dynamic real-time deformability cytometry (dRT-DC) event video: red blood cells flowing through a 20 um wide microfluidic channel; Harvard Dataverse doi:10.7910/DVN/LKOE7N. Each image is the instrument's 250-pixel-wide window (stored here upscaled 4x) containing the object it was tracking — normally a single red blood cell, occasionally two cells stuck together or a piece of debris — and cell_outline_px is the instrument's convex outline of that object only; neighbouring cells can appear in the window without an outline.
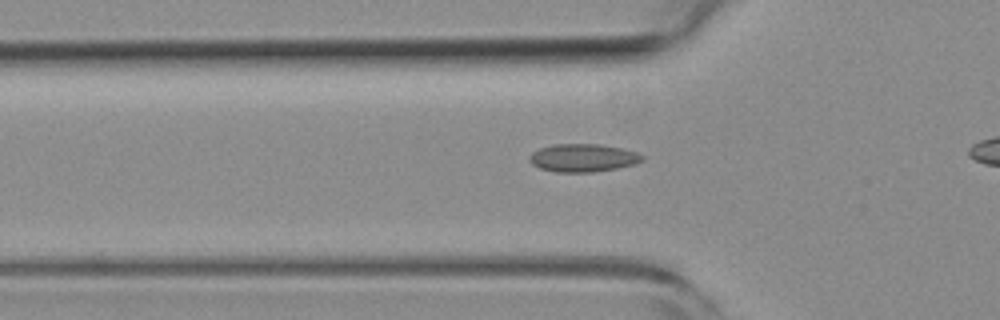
{"species": "common noctule bat (a hibernating species)", "species_latin": "Nyctalus noctula", "temperature_condition": "room temperature", "stored_images_in_passage": 40, "camera_frame_rate_fps": 3000, "um_per_image_px": 0.085, "animal": {"sex": "female", "body_mass_g": 19.3, "forearm_length_mm": 54.1}, "frame": {"image": 1, "passage_image": 14, "time_ms": 4.333, "image_size_px": [1000, 320], "cell_outline_px": [[644, 160], [632, 164], [616, 168], [592, 172], [556, 172], [540, 168], [532, 164], [528, 160], [528, 156], [532, 152], [540, 148], [552, 144], [600, 144], [624, 148], [636, 152], [644, 156]], "centroid_in_image_um": [49.53, 13.41], "position_along_channel_um": 76.3, "area_um2": 18.44}}
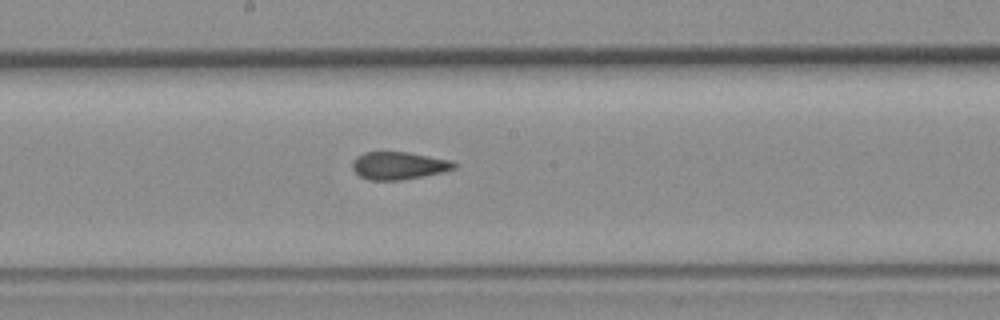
{"frame": {"image": 2, "passage_image": 25, "time_ms": 8.0, "image_size_px": [1000, 320], "cell_outline_px": [[456, 168], [444, 172], [424, 176], [400, 180], [368, 180], [360, 176], [352, 168], [352, 160], [356, 156], [364, 152], [408, 152], [452, 160], [456, 164]], "centroid_in_image_um": [33.89, 14.07], "position_along_channel_um": 214.3, "area_um2": 16.53}}
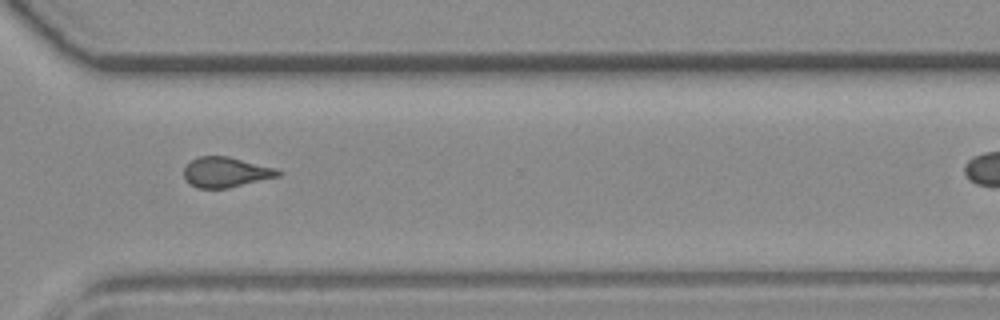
{"frame": {"image": 3, "passage_image": 36, "time_ms": 11.667, "image_size_px": [1000, 320], "cell_outline_px": [[284, 172], [280, 176], [228, 188], [196, 188], [184, 180], [184, 168], [192, 160], [200, 156], [228, 156], [276, 168]], "centroid_in_image_um": [19.21, 14.64], "position_along_channel_um": 351.4, "area_um2": 16.65}}